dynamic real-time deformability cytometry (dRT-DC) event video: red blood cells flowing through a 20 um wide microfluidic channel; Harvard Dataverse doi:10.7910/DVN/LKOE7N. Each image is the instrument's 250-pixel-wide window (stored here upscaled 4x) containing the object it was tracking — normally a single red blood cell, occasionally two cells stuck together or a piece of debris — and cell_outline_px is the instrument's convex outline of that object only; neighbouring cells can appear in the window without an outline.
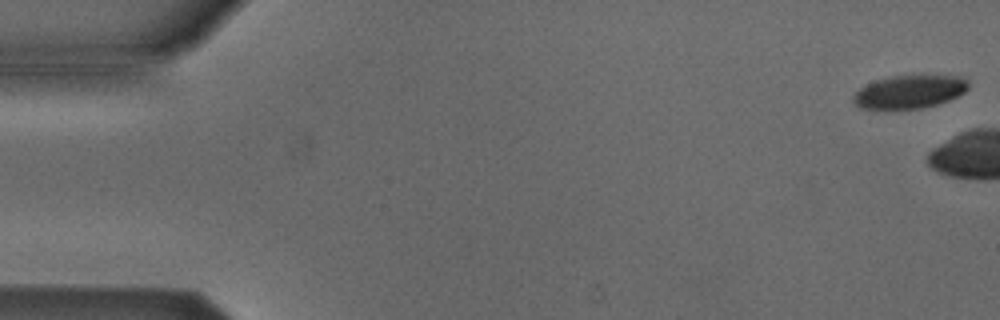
{"species": "Egyptian fruit bat (a non-hibernating species)", "species_latin": "Rousettus aegyptiacus", "temperature_condition": "cold", "stored_images_in_passage": 4, "camera_frame_rate_fps": 3000, "um_per_image_px": 0.085, "animal": {"sex": "male"}, "frame": {"image": 1, "passage_image": 1, "time_ms": 0.0, "image_size_px": [1000, 320], "cell_outline_px": [[968, 88], [964, 92], [948, 100], [936, 104], [920, 108], [860, 108], [852, 100], [852, 96], [860, 88], [876, 80], [892, 76], [920, 72], [960, 76], [968, 80]], "centroid_in_image_um": [77.35, 7.73], "position_along_channel_um": 7.6, "area_um2": 22.72}}